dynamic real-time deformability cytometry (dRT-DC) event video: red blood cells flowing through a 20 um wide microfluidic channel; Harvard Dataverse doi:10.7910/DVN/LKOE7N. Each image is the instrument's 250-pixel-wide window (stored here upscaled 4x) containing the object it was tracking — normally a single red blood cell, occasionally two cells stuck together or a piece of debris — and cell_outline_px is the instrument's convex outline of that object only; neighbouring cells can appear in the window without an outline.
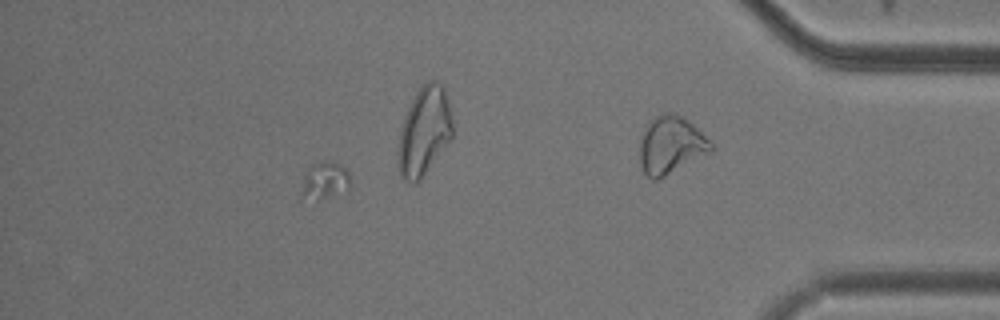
{"species": "common noctule bat (a hibernating species)", "species_latin": "Nyctalus noctula", "temperature_condition": "cold", "stored_images_in_passage": 57, "camera_frame_rate_fps": 3000, "um_per_image_px": 0.085, "animal": {"sex": "male", "body_mass_g": 20.5, "forearm_length_mm": 52.5}, "frame": {"image": 1, "passage_image": 51, "time_ms": 16.667, "image_size_px": [1000, 320], "cell_outline_px": [[352, 184], [348, 188], [316, 200], [300, 204], [304, 176], [312, 164], [324, 160], [340, 164], [348, 172]], "centroid_in_image_um": [27.55, 15.38], "position_along_channel_um": 407.6, "area_um2": 10.64}}